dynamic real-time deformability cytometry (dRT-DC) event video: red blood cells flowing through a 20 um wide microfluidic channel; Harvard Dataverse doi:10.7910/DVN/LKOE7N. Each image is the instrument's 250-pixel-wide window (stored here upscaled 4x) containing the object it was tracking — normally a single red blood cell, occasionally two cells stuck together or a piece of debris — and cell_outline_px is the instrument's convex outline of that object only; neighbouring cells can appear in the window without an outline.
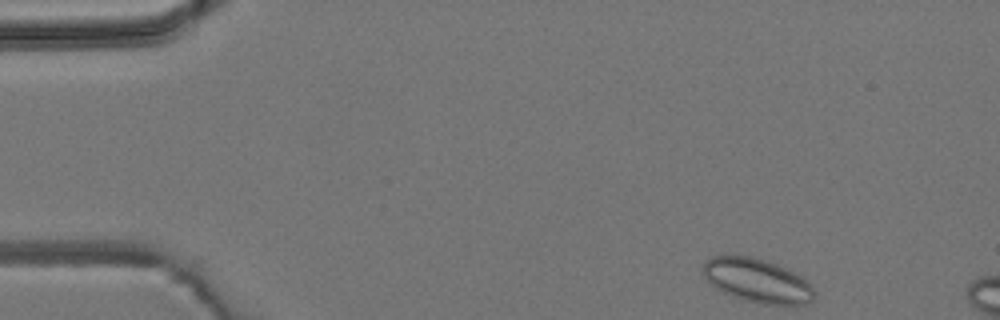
{"species": "common noctule bat (a hibernating species)", "species_latin": "Nyctalus noctula", "temperature_condition": "room temperature", "stored_images_in_passage": 3, "camera_frame_rate_fps": 3000, "um_per_image_px": 0.085, "animal": {"sex": "male", "body_mass_g": 19.2, "forearm_length_mm": 51.8}, "frame": {"image": 1, "passage_image": 1, "time_ms": 0.0, "image_size_px": [1000, 320], "cell_outline_px": [[816, 296], [808, 304], [760, 304], [740, 300], [716, 288], [704, 276], [704, 260], [712, 256], [748, 256], [764, 260], [776, 264], [804, 276], [808, 280], [816, 292]], "centroid_in_image_um": [64.42, 23.86], "position_along_channel_um": 20.6, "area_um2": 28.61}}